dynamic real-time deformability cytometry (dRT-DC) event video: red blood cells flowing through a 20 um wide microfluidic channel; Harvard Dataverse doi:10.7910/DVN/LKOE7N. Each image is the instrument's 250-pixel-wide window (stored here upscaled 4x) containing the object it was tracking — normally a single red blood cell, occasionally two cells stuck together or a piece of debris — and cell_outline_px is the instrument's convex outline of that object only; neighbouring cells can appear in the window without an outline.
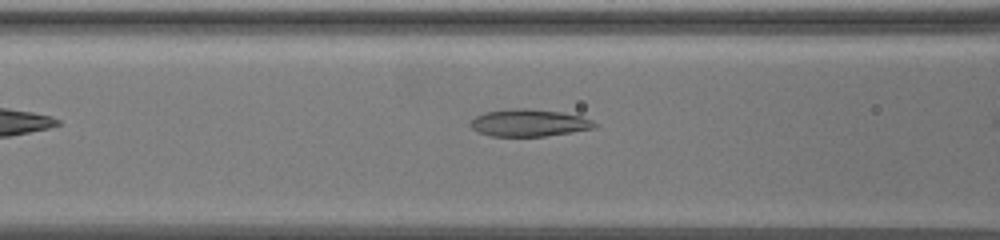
{"species": "common noctule bat (a hibernating species)", "species_latin": "Nyctalus noctula", "temperature_condition": "warm", "stored_images_in_passage": 5, "camera_frame_rate_fps": 3000, "um_per_image_px": 0.085, "animal": {"sex": "female", "body_mass_g": 19.5, "forearm_length_mm": 54.1}, "frame": {"image": 1, "passage_image": 3, "time_ms": 0.667, "image_size_px": [1000, 240], "cell_outline_px": [[596, 128], [572, 132], [544, 136], [492, 136], [480, 132], [472, 128], [468, 124], [476, 116], [484, 112], [512, 108], [528, 108], [560, 112], [580, 116], [592, 120], [596, 124]], "centroid_in_image_um": [44.96, 10.44], "position_along_channel_um": 121.6, "area_um2": 19.59}}